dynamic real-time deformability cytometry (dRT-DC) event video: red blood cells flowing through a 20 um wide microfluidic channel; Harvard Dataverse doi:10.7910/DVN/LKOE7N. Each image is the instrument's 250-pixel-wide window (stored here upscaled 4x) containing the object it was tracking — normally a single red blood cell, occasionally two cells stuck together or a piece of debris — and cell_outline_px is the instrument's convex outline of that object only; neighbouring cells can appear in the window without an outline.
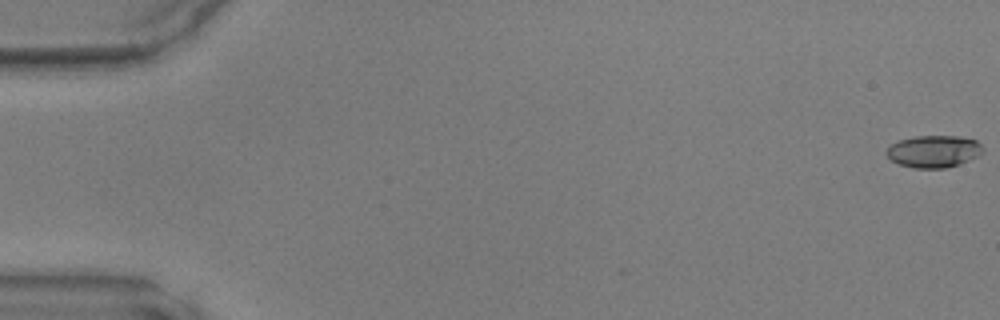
{"species": "common noctule bat (a hibernating species)", "species_latin": "Nyctalus noctula", "temperature_condition": "warm", "stored_images_in_passage": 49, "camera_frame_rate_fps": 3000, "um_per_image_px": 0.085, "animal": {"sex": "male", "body_mass_g": 17.9, "forearm_length_mm": 54.2}, "frame": {"image": 1, "passage_image": 1, "time_ms": 0.0, "image_size_px": [1000, 320], "cell_outline_px": [[984, 152], [960, 164], [944, 168], [912, 168], [900, 164], [892, 160], [884, 152], [892, 144], [900, 140], [916, 136], [960, 136], [976, 140], [984, 148]], "centroid_in_image_um": [79.38, 12.86], "position_along_channel_um": 5.6, "area_um2": 17.98}}
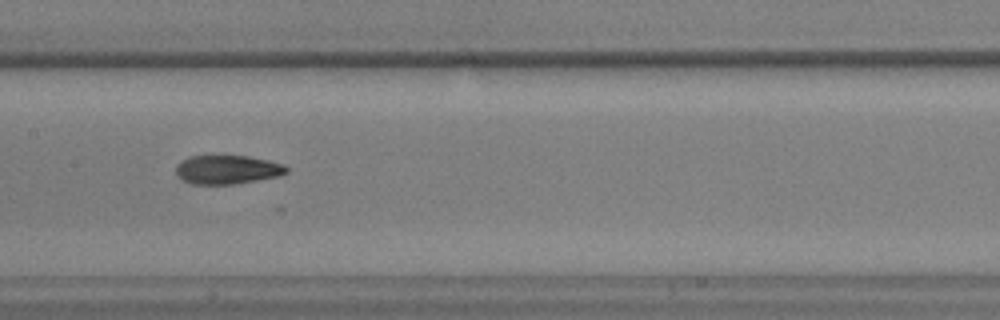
{"frame": {"image": 2, "passage_image": 25, "time_ms": 8.0, "image_size_px": [1000, 320], "cell_outline_px": [[288, 172], [276, 176], [256, 180], [232, 184], [192, 184], [176, 176], [176, 164], [192, 156], [248, 156], [268, 160], [284, 164], [288, 168]], "centroid_in_image_um": [19.31, 14.41], "position_along_channel_um": 188.1, "area_um2": 18.38}}
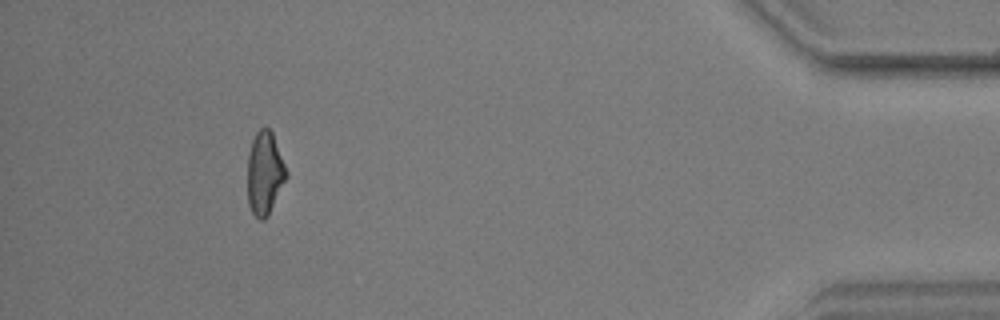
{"frame": {"image": 3, "passage_image": 45, "time_ms": 14.667, "image_size_px": [1000, 320], "cell_outline_px": [[288, 176], [268, 216], [264, 220], [260, 220], [252, 212], [248, 204], [248, 152], [252, 140], [256, 132], [260, 128], [268, 128], [272, 132], [288, 172]], "centroid_in_image_um": [22.5, 14.73], "position_along_channel_um": 412.7, "area_um2": 18.84}}